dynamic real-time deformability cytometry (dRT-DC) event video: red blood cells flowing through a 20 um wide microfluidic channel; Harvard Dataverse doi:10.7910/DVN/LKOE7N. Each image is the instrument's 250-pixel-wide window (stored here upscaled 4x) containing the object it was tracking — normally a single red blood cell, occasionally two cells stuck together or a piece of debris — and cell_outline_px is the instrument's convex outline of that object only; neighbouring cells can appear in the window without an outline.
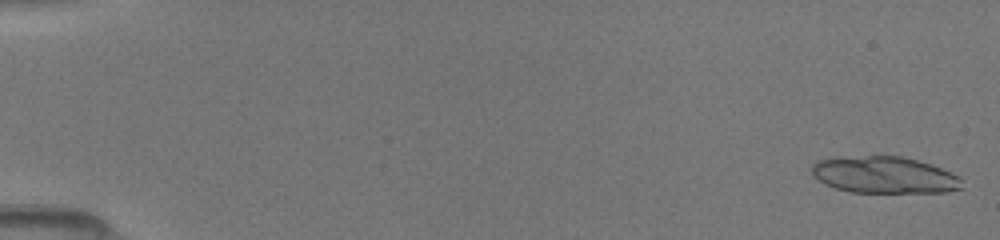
{"species": "common noctule bat (a hibernating species)", "species_latin": "Nyctalus noctula", "temperature_condition": "room temperature", "stored_images_in_passage": 11, "camera_frame_rate_fps": 3000, "um_per_image_px": 0.085, "animal": {"sex": "female", "body_mass_g": 19.5, "forearm_length_mm": 54.1}, "frame": {"image": 1, "passage_image": 1, "time_ms": 0.0, "image_size_px": [1000, 240], "cell_outline_px": [[964, 188], [948, 192], [852, 192], [836, 188], [824, 184], [812, 176], [812, 164], [820, 160], [868, 156], [900, 156], [932, 164], [960, 176]], "centroid_in_image_um": [75.22, 14.89], "position_along_channel_um": 9.8, "area_um2": 31.96}}